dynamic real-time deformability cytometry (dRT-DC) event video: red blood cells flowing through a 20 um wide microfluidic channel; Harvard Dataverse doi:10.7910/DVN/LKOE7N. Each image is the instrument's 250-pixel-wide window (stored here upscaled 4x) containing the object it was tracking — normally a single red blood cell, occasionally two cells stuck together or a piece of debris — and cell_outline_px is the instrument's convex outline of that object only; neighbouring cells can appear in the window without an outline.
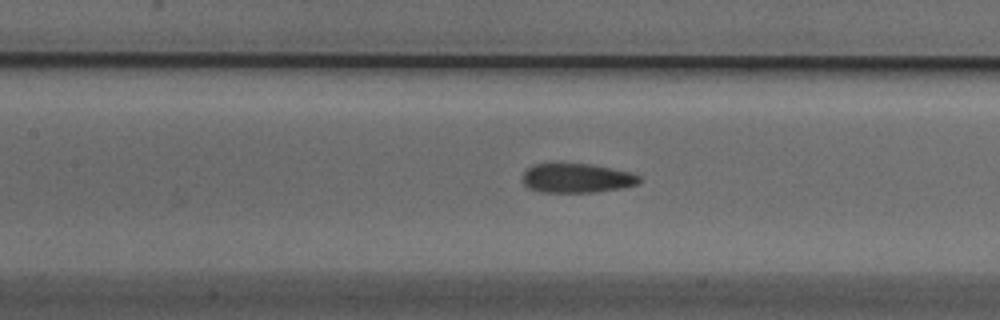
{"species": "Egyptian fruit bat (a non-hibernating species)", "species_latin": "Rousettus aegyptiacus", "temperature_condition": "cold", "stored_images_in_passage": 30, "camera_frame_rate_fps": 3000, "um_per_image_px": 0.085, "animal": {"sex": "male"}, "frame": {"image": 1, "passage_image": 10, "time_ms": 3.0, "image_size_px": [1000, 320], "cell_outline_px": [[640, 184], [624, 188], [596, 192], [540, 192], [528, 188], [524, 184], [524, 172], [532, 164], [548, 160], [592, 164], [632, 172], [640, 176]], "centroid_in_image_um": [49.01, 15.09], "position_along_channel_um": 158.4, "area_um2": 20.92}}
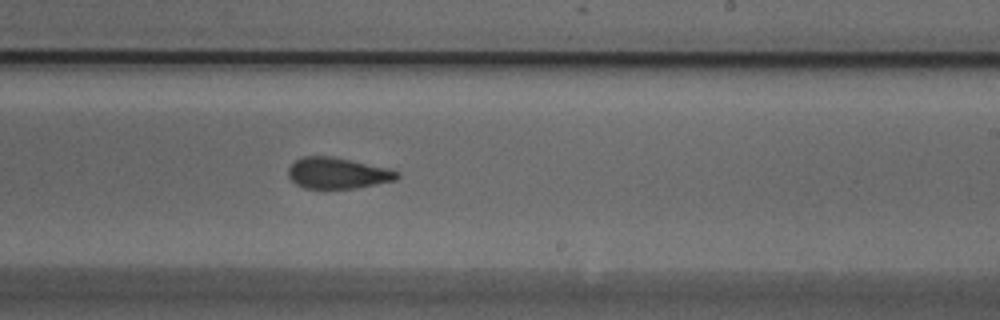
{"frame": {"image": 2, "passage_image": 18, "time_ms": 5.667, "image_size_px": [1000, 320], "cell_outline_px": [[400, 176], [396, 180], [356, 188], [304, 188], [296, 184], [288, 176], [288, 168], [296, 160], [304, 156], [332, 156], [388, 168], [400, 172]], "centroid_in_image_um": [28.7, 14.71], "position_along_channel_um": 260.3, "area_um2": 19.65}}
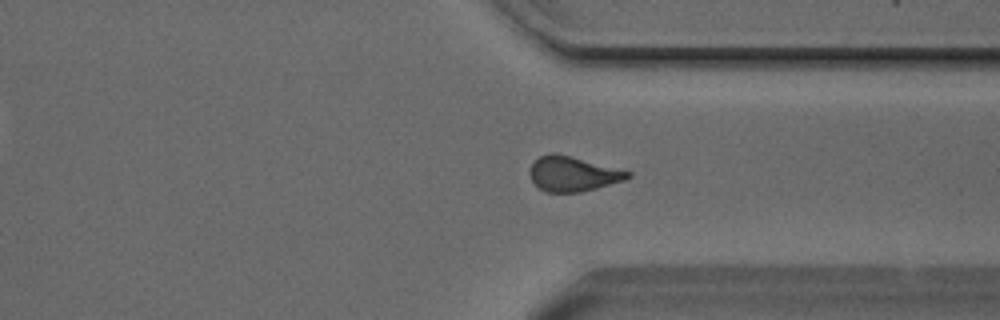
{"frame": {"image": 3, "passage_image": 26, "time_ms": 8.333, "image_size_px": [1000, 320], "cell_outline_px": [[632, 176], [624, 180], [596, 188], [580, 192], [544, 192], [532, 180], [528, 172], [532, 164], [540, 156], [552, 152], [632, 172]], "centroid_in_image_um": [48.67, 14.79], "position_along_channel_um": 362.7, "area_um2": 19.54}}